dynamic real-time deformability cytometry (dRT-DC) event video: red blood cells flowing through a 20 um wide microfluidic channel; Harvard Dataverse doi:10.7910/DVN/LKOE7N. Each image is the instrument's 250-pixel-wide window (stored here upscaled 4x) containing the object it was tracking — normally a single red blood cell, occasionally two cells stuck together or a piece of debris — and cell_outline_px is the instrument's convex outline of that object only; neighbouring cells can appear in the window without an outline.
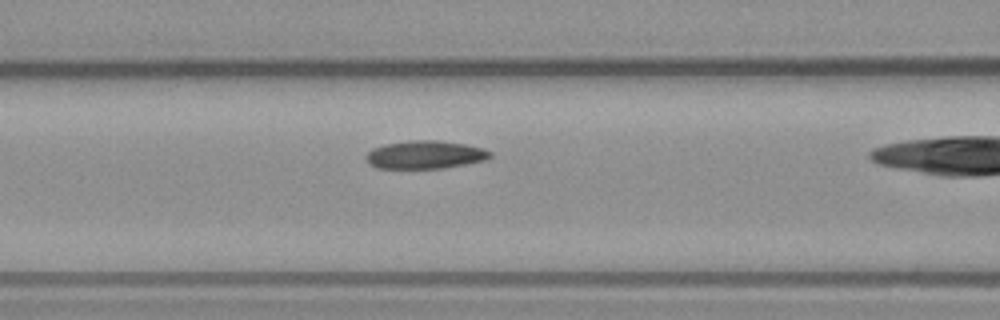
{"species": "common noctule bat (a hibernating species)", "species_latin": "Nyctalus noctula", "temperature_condition": "warm", "stored_images_in_passage": 36, "camera_frame_rate_fps": 3000, "um_per_image_px": 0.085, "animal": {"sex": "male", "body_mass_g": 23.1, "forearm_length_mm": 52.7}, "frame": {"image": 1, "passage_image": 17, "time_ms": 5.333, "image_size_px": [1000, 320], "cell_outline_px": [[492, 156], [488, 160], [444, 168], [376, 168], [368, 164], [364, 156], [372, 148], [384, 144], [408, 140], [436, 140], [464, 144], [484, 148], [492, 152]], "centroid_in_image_um": [36.13, 13.15], "position_along_channel_um": 130.5, "area_um2": 20.58}}
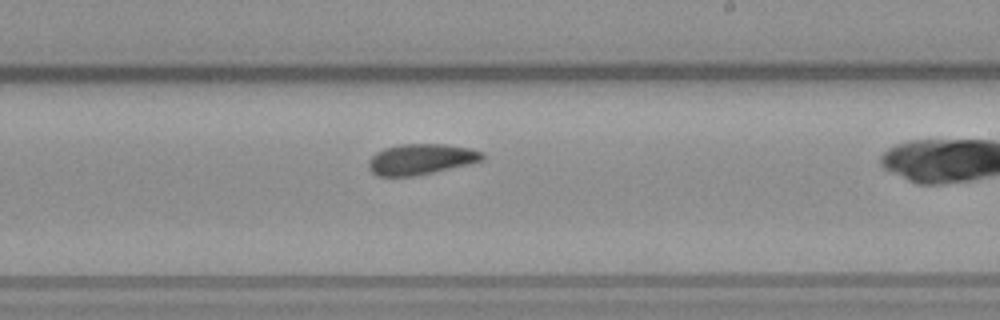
{"frame": {"image": 2, "passage_image": 26, "time_ms": 8.333, "image_size_px": [1000, 320], "cell_outline_px": [[484, 160], [468, 164], [432, 172], [412, 176], [376, 176], [368, 168], [368, 160], [376, 152], [384, 148], [400, 144], [444, 144], [468, 148], [484, 152]], "centroid_in_image_um": [35.75, 13.53], "position_along_channel_um": 253.2, "area_um2": 20.29}}
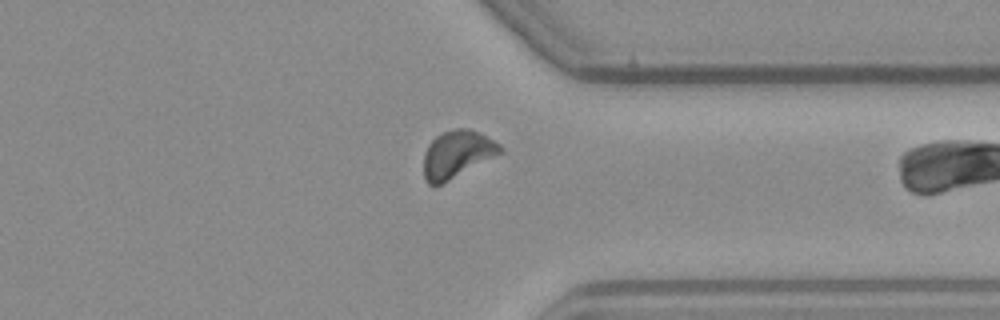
{"frame": {"image": 3, "passage_image": 35, "time_ms": 11.333, "image_size_px": [1000, 320], "cell_outline_px": [[504, 148], [500, 152], [448, 180], [440, 184], [428, 184], [424, 176], [424, 152], [428, 144], [436, 136], [444, 132], [456, 128], [468, 128], [480, 132], [500, 144]], "centroid_in_image_um": [38.81, 13.06], "position_along_channel_um": 372.6, "area_um2": 20.46}}